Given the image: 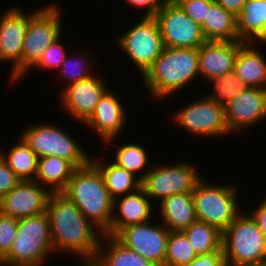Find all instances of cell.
<instances>
[{
  "instance_id": "6da1fadb",
  "label": "cell",
  "mask_w": 266,
  "mask_h": 266,
  "mask_svg": "<svg viewBox=\"0 0 266 266\" xmlns=\"http://www.w3.org/2000/svg\"><path fill=\"white\" fill-rule=\"evenodd\" d=\"M46 212L54 250L76 255L80 266L90 265L96 257L103 232L61 192L51 193Z\"/></svg>"
},
{
  "instance_id": "7a4b0ae2",
  "label": "cell",
  "mask_w": 266,
  "mask_h": 266,
  "mask_svg": "<svg viewBox=\"0 0 266 266\" xmlns=\"http://www.w3.org/2000/svg\"><path fill=\"white\" fill-rule=\"evenodd\" d=\"M61 193L103 234L109 229L114 213V199L110 196L99 170L91 161L75 169Z\"/></svg>"
},
{
  "instance_id": "3957f363",
  "label": "cell",
  "mask_w": 266,
  "mask_h": 266,
  "mask_svg": "<svg viewBox=\"0 0 266 266\" xmlns=\"http://www.w3.org/2000/svg\"><path fill=\"white\" fill-rule=\"evenodd\" d=\"M198 48H166L143 75L148 92L164 99L180 91L198 76Z\"/></svg>"
},
{
  "instance_id": "277c9868",
  "label": "cell",
  "mask_w": 266,
  "mask_h": 266,
  "mask_svg": "<svg viewBox=\"0 0 266 266\" xmlns=\"http://www.w3.org/2000/svg\"><path fill=\"white\" fill-rule=\"evenodd\" d=\"M52 252L50 221L47 212H44L18 219L13 245L0 263L8 266H42Z\"/></svg>"
},
{
  "instance_id": "5b68a950",
  "label": "cell",
  "mask_w": 266,
  "mask_h": 266,
  "mask_svg": "<svg viewBox=\"0 0 266 266\" xmlns=\"http://www.w3.org/2000/svg\"><path fill=\"white\" fill-rule=\"evenodd\" d=\"M222 250L226 266L266 264V238L247 213H239L222 232Z\"/></svg>"
},
{
  "instance_id": "8992f818",
  "label": "cell",
  "mask_w": 266,
  "mask_h": 266,
  "mask_svg": "<svg viewBox=\"0 0 266 266\" xmlns=\"http://www.w3.org/2000/svg\"><path fill=\"white\" fill-rule=\"evenodd\" d=\"M237 194L235 185L209 184L201 178L192 191L197 220L223 232L240 213Z\"/></svg>"
},
{
  "instance_id": "52a82bcc",
  "label": "cell",
  "mask_w": 266,
  "mask_h": 266,
  "mask_svg": "<svg viewBox=\"0 0 266 266\" xmlns=\"http://www.w3.org/2000/svg\"><path fill=\"white\" fill-rule=\"evenodd\" d=\"M26 144L41 158L57 156L71 162L76 168L87 165L91 158L71 135L56 125L32 124L20 134Z\"/></svg>"
},
{
  "instance_id": "ba28073f",
  "label": "cell",
  "mask_w": 266,
  "mask_h": 266,
  "mask_svg": "<svg viewBox=\"0 0 266 266\" xmlns=\"http://www.w3.org/2000/svg\"><path fill=\"white\" fill-rule=\"evenodd\" d=\"M120 35L117 37V44L143 76L164 48L156 18L142 16L138 23Z\"/></svg>"
},
{
  "instance_id": "9c48e42d",
  "label": "cell",
  "mask_w": 266,
  "mask_h": 266,
  "mask_svg": "<svg viewBox=\"0 0 266 266\" xmlns=\"http://www.w3.org/2000/svg\"><path fill=\"white\" fill-rule=\"evenodd\" d=\"M191 162L180 161L176 165H154L139 175L141 187L146 195L161 201L174 194L192 192L196 183L202 178ZM158 166V167H157ZM200 176V177H199Z\"/></svg>"
},
{
  "instance_id": "30bf717a",
  "label": "cell",
  "mask_w": 266,
  "mask_h": 266,
  "mask_svg": "<svg viewBox=\"0 0 266 266\" xmlns=\"http://www.w3.org/2000/svg\"><path fill=\"white\" fill-rule=\"evenodd\" d=\"M61 10L56 4L44 8L32 19L22 46V78L44 51L61 37Z\"/></svg>"
},
{
  "instance_id": "8fae6325",
  "label": "cell",
  "mask_w": 266,
  "mask_h": 266,
  "mask_svg": "<svg viewBox=\"0 0 266 266\" xmlns=\"http://www.w3.org/2000/svg\"><path fill=\"white\" fill-rule=\"evenodd\" d=\"M154 17L166 48H198L206 41L200 25L175 0H168Z\"/></svg>"
},
{
  "instance_id": "7c38bea8",
  "label": "cell",
  "mask_w": 266,
  "mask_h": 266,
  "mask_svg": "<svg viewBox=\"0 0 266 266\" xmlns=\"http://www.w3.org/2000/svg\"><path fill=\"white\" fill-rule=\"evenodd\" d=\"M25 14L20 7H11L0 18V62H13L10 80L22 79V46L32 19L43 9Z\"/></svg>"
},
{
  "instance_id": "4fadbf2b",
  "label": "cell",
  "mask_w": 266,
  "mask_h": 266,
  "mask_svg": "<svg viewBox=\"0 0 266 266\" xmlns=\"http://www.w3.org/2000/svg\"><path fill=\"white\" fill-rule=\"evenodd\" d=\"M173 121L187 132L201 137L231 134L225 118V107L206 96L195 99L172 115Z\"/></svg>"
},
{
  "instance_id": "5bb4252c",
  "label": "cell",
  "mask_w": 266,
  "mask_h": 266,
  "mask_svg": "<svg viewBox=\"0 0 266 266\" xmlns=\"http://www.w3.org/2000/svg\"><path fill=\"white\" fill-rule=\"evenodd\" d=\"M148 221L122 228L114 237L128 249L135 251L156 266H164L170 231L163 225Z\"/></svg>"
},
{
  "instance_id": "9a60e30c",
  "label": "cell",
  "mask_w": 266,
  "mask_h": 266,
  "mask_svg": "<svg viewBox=\"0 0 266 266\" xmlns=\"http://www.w3.org/2000/svg\"><path fill=\"white\" fill-rule=\"evenodd\" d=\"M50 195L39 182L20 181L0 199V212L16 219L42 214L46 212Z\"/></svg>"
},
{
  "instance_id": "2e32d148",
  "label": "cell",
  "mask_w": 266,
  "mask_h": 266,
  "mask_svg": "<svg viewBox=\"0 0 266 266\" xmlns=\"http://www.w3.org/2000/svg\"><path fill=\"white\" fill-rule=\"evenodd\" d=\"M105 78L92 75L66 85L61 91V104L70 117L84 123L93 113L96 104L108 90ZM63 92V93H62Z\"/></svg>"
},
{
  "instance_id": "e0dca14e",
  "label": "cell",
  "mask_w": 266,
  "mask_h": 266,
  "mask_svg": "<svg viewBox=\"0 0 266 266\" xmlns=\"http://www.w3.org/2000/svg\"><path fill=\"white\" fill-rule=\"evenodd\" d=\"M265 117L266 89L245 87L225 106V118L232 134L243 132V128L254 126Z\"/></svg>"
},
{
  "instance_id": "ac0fdd59",
  "label": "cell",
  "mask_w": 266,
  "mask_h": 266,
  "mask_svg": "<svg viewBox=\"0 0 266 266\" xmlns=\"http://www.w3.org/2000/svg\"><path fill=\"white\" fill-rule=\"evenodd\" d=\"M119 98L109 89L96 104L91 116L84 122L107 144L115 141L126 125V110Z\"/></svg>"
},
{
  "instance_id": "d6986e66",
  "label": "cell",
  "mask_w": 266,
  "mask_h": 266,
  "mask_svg": "<svg viewBox=\"0 0 266 266\" xmlns=\"http://www.w3.org/2000/svg\"><path fill=\"white\" fill-rule=\"evenodd\" d=\"M243 41H205L198 47V66L204 80L215 79L233 71Z\"/></svg>"
},
{
  "instance_id": "ffe728a7",
  "label": "cell",
  "mask_w": 266,
  "mask_h": 266,
  "mask_svg": "<svg viewBox=\"0 0 266 266\" xmlns=\"http://www.w3.org/2000/svg\"><path fill=\"white\" fill-rule=\"evenodd\" d=\"M120 200L119 197L114 199L113 217L109 229L104 235L115 236L122 228L141 224L150 221V216L153 213V207L150 198L146 195L141 187L137 191L123 195ZM118 199V200H117ZM119 210L118 215L115 212ZM152 211V212H151Z\"/></svg>"
},
{
  "instance_id": "44dd1931",
  "label": "cell",
  "mask_w": 266,
  "mask_h": 266,
  "mask_svg": "<svg viewBox=\"0 0 266 266\" xmlns=\"http://www.w3.org/2000/svg\"><path fill=\"white\" fill-rule=\"evenodd\" d=\"M251 44L239 48L233 71L245 87L266 89V58Z\"/></svg>"
},
{
  "instance_id": "7402d4cb",
  "label": "cell",
  "mask_w": 266,
  "mask_h": 266,
  "mask_svg": "<svg viewBox=\"0 0 266 266\" xmlns=\"http://www.w3.org/2000/svg\"><path fill=\"white\" fill-rule=\"evenodd\" d=\"M163 225L169 231H183L197 220L192 192L174 194L160 202Z\"/></svg>"
},
{
  "instance_id": "603a6c76",
  "label": "cell",
  "mask_w": 266,
  "mask_h": 266,
  "mask_svg": "<svg viewBox=\"0 0 266 266\" xmlns=\"http://www.w3.org/2000/svg\"><path fill=\"white\" fill-rule=\"evenodd\" d=\"M236 22L239 41L266 43V0H248Z\"/></svg>"
},
{
  "instance_id": "cb8c5ba5",
  "label": "cell",
  "mask_w": 266,
  "mask_h": 266,
  "mask_svg": "<svg viewBox=\"0 0 266 266\" xmlns=\"http://www.w3.org/2000/svg\"><path fill=\"white\" fill-rule=\"evenodd\" d=\"M103 239H105L106 241L105 244L103 243L104 241ZM89 266H156V265L153 264L150 260L140 256L135 251H132L127 247H125L114 236L103 235V238L101 239L99 248L97 250L96 257Z\"/></svg>"
},
{
  "instance_id": "d4e9b609",
  "label": "cell",
  "mask_w": 266,
  "mask_h": 266,
  "mask_svg": "<svg viewBox=\"0 0 266 266\" xmlns=\"http://www.w3.org/2000/svg\"><path fill=\"white\" fill-rule=\"evenodd\" d=\"M236 16L213 3L200 25L206 41H238Z\"/></svg>"
},
{
  "instance_id": "484cf974",
  "label": "cell",
  "mask_w": 266,
  "mask_h": 266,
  "mask_svg": "<svg viewBox=\"0 0 266 266\" xmlns=\"http://www.w3.org/2000/svg\"><path fill=\"white\" fill-rule=\"evenodd\" d=\"M75 169L76 167L66 159L57 156H44L38 160L34 181L39 182L42 186L45 185L51 193H60L66 188Z\"/></svg>"
},
{
  "instance_id": "4316f807",
  "label": "cell",
  "mask_w": 266,
  "mask_h": 266,
  "mask_svg": "<svg viewBox=\"0 0 266 266\" xmlns=\"http://www.w3.org/2000/svg\"><path fill=\"white\" fill-rule=\"evenodd\" d=\"M101 160V161H100ZM102 159L91 158V162L97 167L103 177L105 186L110 196L115 199L132 193L141 188L139 177L118 166L116 163H103Z\"/></svg>"
},
{
  "instance_id": "83f0119b",
  "label": "cell",
  "mask_w": 266,
  "mask_h": 266,
  "mask_svg": "<svg viewBox=\"0 0 266 266\" xmlns=\"http://www.w3.org/2000/svg\"><path fill=\"white\" fill-rule=\"evenodd\" d=\"M19 138V143L11 147L7 155L0 150V157L21 181H33L37 174L39 157Z\"/></svg>"
},
{
  "instance_id": "f1b7e54d",
  "label": "cell",
  "mask_w": 266,
  "mask_h": 266,
  "mask_svg": "<svg viewBox=\"0 0 266 266\" xmlns=\"http://www.w3.org/2000/svg\"><path fill=\"white\" fill-rule=\"evenodd\" d=\"M197 255L222 250V231L216 226L196 220L182 231Z\"/></svg>"
},
{
  "instance_id": "f546056e",
  "label": "cell",
  "mask_w": 266,
  "mask_h": 266,
  "mask_svg": "<svg viewBox=\"0 0 266 266\" xmlns=\"http://www.w3.org/2000/svg\"><path fill=\"white\" fill-rule=\"evenodd\" d=\"M198 255L182 231H170L167 241L164 266H182Z\"/></svg>"
},
{
  "instance_id": "4dcf8cb0",
  "label": "cell",
  "mask_w": 266,
  "mask_h": 266,
  "mask_svg": "<svg viewBox=\"0 0 266 266\" xmlns=\"http://www.w3.org/2000/svg\"><path fill=\"white\" fill-rule=\"evenodd\" d=\"M117 148L114 157L115 161L113 160V162L128 172L136 175L141 170L140 173H142L146 165L150 166L147 163L149 157L147 156V150L142 145L128 143L127 145H120Z\"/></svg>"
},
{
  "instance_id": "1f68e13d",
  "label": "cell",
  "mask_w": 266,
  "mask_h": 266,
  "mask_svg": "<svg viewBox=\"0 0 266 266\" xmlns=\"http://www.w3.org/2000/svg\"><path fill=\"white\" fill-rule=\"evenodd\" d=\"M208 82L214 83L215 90L214 93H209L206 97L223 107L245 88L234 71L228 72L221 77L210 79Z\"/></svg>"
},
{
  "instance_id": "d6a6232c",
  "label": "cell",
  "mask_w": 266,
  "mask_h": 266,
  "mask_svg": "<svg viewBox=\"0 0 266 266\" xmlns=\"http://www.w3.org/2000/svg\"><path fill=\"white\" fill-rule=\"evenodd\" d=\"M81 53V55H77L79 57L76 56L73 60L71 59V56L68 58L66 57L59 67V74H61L66 82L68 81L65 86L92 76L91 70H93V68L91 63L85 58V56L87 57L88 55H84L83 52Z\"/></svg>"
},
{
  "instance_id": "836d02e7",
  "label": "cell",
  "mask_w": 266,
  "mask_h": 266,
  "mask_svg": "<svg viewBox=\"0 0 266 266\" xmlns=\"http://www.w3.org/2000/svg\"><path fill=\"white\" fill-rule=\"evenodd\" d=\"M66 47L61 44L60 38L52 43L42 54L38 62L33 68L42 70L59 69L61 63L68 57L66 55Z\"/></svg>"
},
{
  "instance_id": "e575fe53",
  "label": "cell",
  "mask_w": 266,
  "mask_h": 266,
  "mask_svg": "<svg viewBox=\"0 0 266 266\" xmlns=\"http://www.w3.org/2000/svg\"><path fill=\"white\" fill-rule=\"evenodd\" d=\"M18 219L0 212V260L9 252L16 237Z\"/></svg>"
},
{
  "instance_id": "d590c367",
  "label": "cell",
  "mask_w": 266,
  "mask_h": 266,
  "mask_svg": "<svg viewBox=\"0 0 266 266\" xmlns=\"http://www.w3.org/2000/svg\"><path fill=\"white\" fill-rule=\"evenodd\" d=\"M184 12L197 24L201 25L206 18L207 9L213 0H175Z\"/></svg>"
},
{
  "instance_id": "8d00e7d4",
  "label": "cell",
  "mask_w": 266,
  "mask_h": 266,
  "mask_svg": "<svg viewBox=\"0 0 266 266\" xmlns=\"http://www.w3.org/2000/svg\"><path fill=\"white\" fill-rule=\"evenodd\" d=\"M21 180L0 157V199L9 193Z\"/></svg>"
},
{
  "instance_id": "74e56055",
  "label": "cell",
  "mask_w": 266,
  "mask_h": 266,
  "mask_svg": "<svg viewBox=\"0 0 266 266\" xmlns=\"http://www.w3.org/2000/svg\"><path fill=\"white\" fill-rule=\"evenodd\" d=\"M182 266H226L223 250L198 255L190 263Z\"/></svg>"
},
{
  "instance_id": "f35d334b",
  "label": "cell",
  "mask_w": 266,
  "mask_h": 266,
  "mask_svg": "<svg viewBox=\"0 0 266 266\" xmlns=\"http://www.w3.org/2000/svg\"><path fill=\"white\" fill-rule=\"evenodd\" d=\"M135 8H146L144 16H155L156 12L168 1V0H125Z\"/></svg>"
},
{
  "instance_id": "ab89813d",
  "label": "cell",
  "mask_w": 266,
  "mask_h": 266,
  "mask_svg": "<svg viewBox=\"0 0 266 266\" xmlns=\"http://www.w3.org/2000/svg\"><path fill=\"white\" fill-rule=\"evenodd\" d=\"M251 212H249V214L256 222L263 236L266 238V199L263 200V202L259 204V206H257L256 210Z\"/></svg>"
},
{
  "instance_id": "60d3db41",
  "label": "cell",
  "mask_w": 266,
  "mask_h": 266,
  "mask_svg": "<svg viewBox=\"0 0 266 266\" xmlns=\"http://www.w3.org/2000/svg\"><path fill=\"white\" fill-rule=\"evenodd\" d=\"M213 1L221 5L228 12H231L234 16L237 17L241 13L244 4L248 0H213Z\"/></svg>"
}]
</instances>
